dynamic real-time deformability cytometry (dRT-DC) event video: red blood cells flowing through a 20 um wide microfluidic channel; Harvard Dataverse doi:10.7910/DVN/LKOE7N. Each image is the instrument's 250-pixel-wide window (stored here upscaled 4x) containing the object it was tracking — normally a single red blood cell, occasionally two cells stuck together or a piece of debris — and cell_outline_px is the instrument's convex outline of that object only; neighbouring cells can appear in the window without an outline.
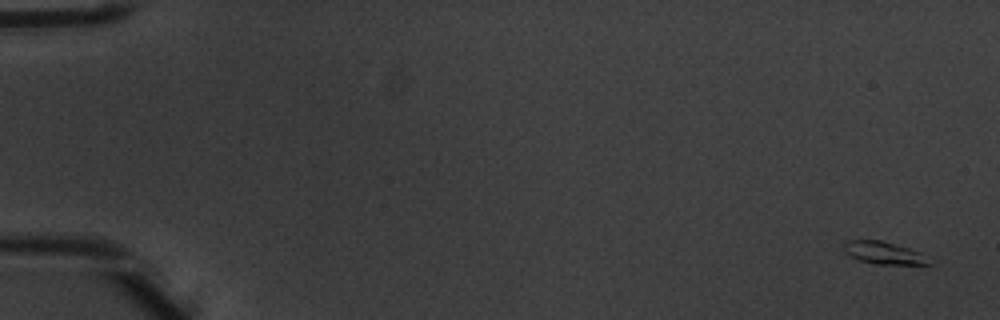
{"species": "common noctule bat (a hibernating species)", "species_latin": "Nyctalus noctula", "temperature_condition": "warm", "stored_images_in_passage": 5, "camera_frame_rate_fps": 3000, "um_per_image_px": 0.085, "animal": {"sex": "male", "body_mass_g": 20.1, "forearm_length_mm": 53.5}, "frame": {"image": 1, "passage_image": 1, "time_ms": 0.0, "image_size_px": [1000, 320], "cell_outline_px": [[932, 264], [876, 264], [860, 260], [844, 252], [844, 240], [880, 240], [908, 248], [920, 252]], "centroid_in_image_um": [75.07, 21.48], "position_along_channel_um": 9.9, "area_um2": 10.87}}
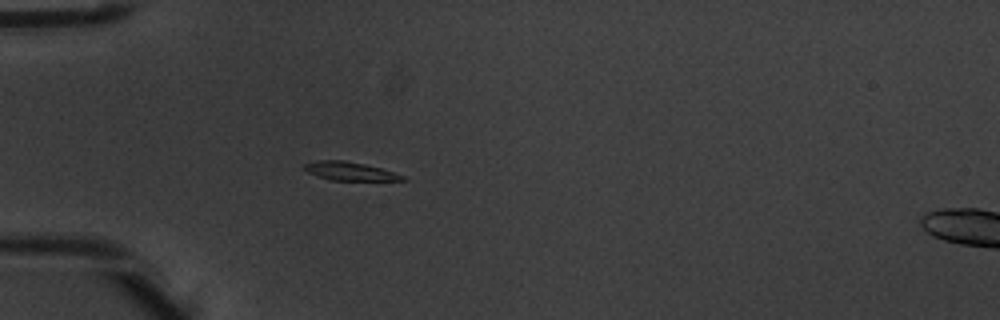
{"frame": {"image": 2, "passage_image": 5, "time_ms": 1.333, "image_size_px": [1000, 320], "cell_outline_px": [[408, 180], [332, 180], [308, 172], [304, 168], [304, 164], [316, 160], [344, 160], [364, 164], [380, 168], [404, 176]], "centroid_in_image_um": [29.72, 14.54], "position_along_channel_um": 55.3, "area_um2": 10.29}}